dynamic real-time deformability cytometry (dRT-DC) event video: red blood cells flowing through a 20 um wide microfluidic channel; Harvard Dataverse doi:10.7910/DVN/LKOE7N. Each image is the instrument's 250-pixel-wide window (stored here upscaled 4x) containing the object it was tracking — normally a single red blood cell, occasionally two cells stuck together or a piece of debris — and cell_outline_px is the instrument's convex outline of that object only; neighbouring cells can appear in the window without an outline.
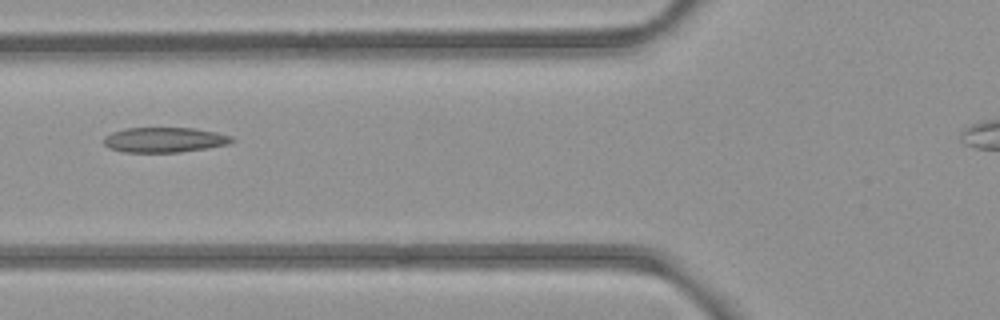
{"species": "common noctule bat (a hibernating species)", "species_latin": "Nyctalus noctula", "temperature_condition": "room temperature", "stored_images_in_passage": 5, "camera_frame_rate_fps": 3000, "um_per_image_px": 0.085, "animal": {"sex": "female", "body_mass_g": 21.9}, "frame": {"image": 1, "passage_image": 5, "time_ms": 5.333, "image_size_px": [1000, 320], "cell_outline_px": [[236, 140], [228, 144], [180, 152], [124, 152], [108, 148], [104, 144], [104, 136], [112, 132], [124, 128], [196, 128], [216, 132], [232, 136]], "centroid_in_image_um": [13.96, 11.88], "position_along_channel_um": 111.8, "area_um2": 18.73}}